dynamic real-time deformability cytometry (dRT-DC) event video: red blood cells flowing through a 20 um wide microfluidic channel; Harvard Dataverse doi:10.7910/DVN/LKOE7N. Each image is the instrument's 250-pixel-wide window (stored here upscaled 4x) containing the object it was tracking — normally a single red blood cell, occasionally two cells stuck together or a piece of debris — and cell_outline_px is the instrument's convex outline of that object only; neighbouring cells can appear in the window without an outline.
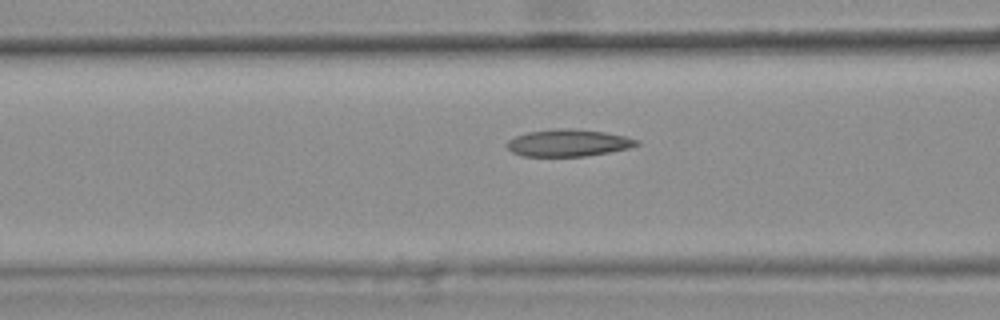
{"species": "common noctule bat (a hibernating species)", "species_latin": "Nyctalus noctula", "temperature_condition": "warm", "stored_images_in_passage": 48, "camera_frame_rate_fps": 3000, "um_per_image_px": 0.085, "animal": {"sex": "female", "body_mass_g": 25.1}, "frame": {"image": 1, "passage_image": 21, "time_ms": 6.667, "image_size_px": [1000, 320], "cell_outline_px": [[640, 144], [628, 148], [608, 152], [584, 156], [520, 156], [512, 152], [504, 144], [508, 140], [516, 136], [528, 132], [552, 128], [572, 128], [604, 132], [624, 136], [640, 140]], "centroid_in_image_um": [48.27, 12.14], "position_along_channel_um": 118.3, "area_um2": 20.52}, "authors_computed_cell_mechanics": {"area_um2": 20.2011, "velocity_mm_per_s": 3.7617, "shape_relaxation_time_tau1_ms": null, "shape_relaxation_time_tau2_ms": 2.5848, "deformation_change_tau1": null, "deformation_change_tau2": 0.0898}}